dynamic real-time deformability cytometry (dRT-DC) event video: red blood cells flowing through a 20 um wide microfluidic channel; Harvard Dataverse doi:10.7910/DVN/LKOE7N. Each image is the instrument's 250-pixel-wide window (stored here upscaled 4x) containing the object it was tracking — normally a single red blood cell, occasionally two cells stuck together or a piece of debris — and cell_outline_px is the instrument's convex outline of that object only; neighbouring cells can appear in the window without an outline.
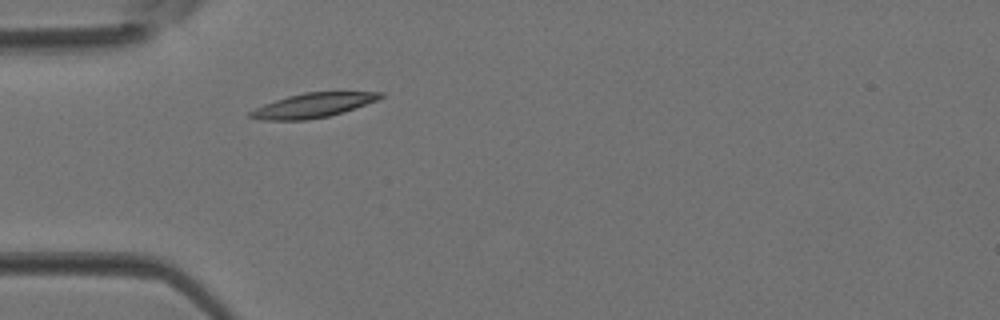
{"species": "Egyptian fruit bat (a non-hibernating species)", "species_latin": "Rousettus aegyptiacus", "temperature_condition": "room temperature", "stored_images_in_passage": 2, "camera_frame_rate_fps": 3000, "um_per_image_px": 0.085, "animal": {"sex": "female"}, "frame": {"image": 1, "passage_image": 2, "time_ms": 0.333, "image_size_px": [1000, 320], "cell_outline_px": [[384, 96], [376, 100], [344, 112], [328, 116], [308, 120], [260, 120], [248, 116], [248, 112], [264, 104], [288, 96], [304, 92], [384, 92]], "centroid_in_image_um": [26.58, 8.96], "position_along_channel_um": 58.4, "area_um2": 18.38}}